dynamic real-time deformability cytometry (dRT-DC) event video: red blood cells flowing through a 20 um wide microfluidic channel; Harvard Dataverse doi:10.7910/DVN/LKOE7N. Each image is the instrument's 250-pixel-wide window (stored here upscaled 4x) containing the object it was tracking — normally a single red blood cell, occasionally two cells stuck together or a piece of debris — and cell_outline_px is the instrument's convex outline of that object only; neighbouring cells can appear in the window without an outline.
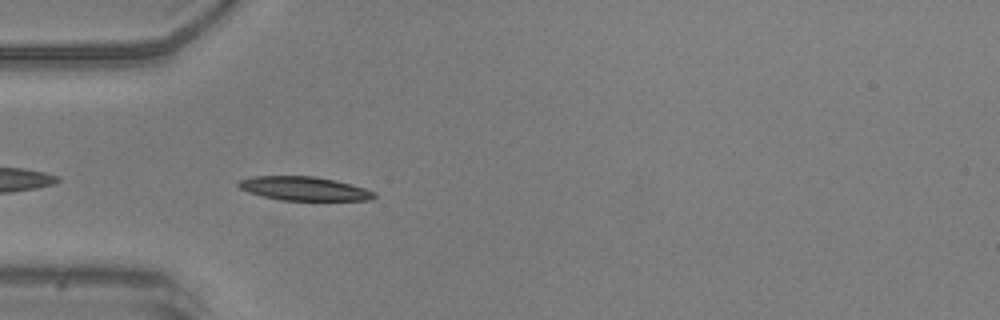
{"species": "common noctule bat (a hibernating species)", "species_latin": "Nyctalus noctula", "temperature_condition": "warm", "stored_images_in_passage": 35, "camera_frame_rate_fps": 3000, "um_per_image_px": 0.085, "animal": {"sex": "male", "body_mass_g": 20.5, "forearm_length_mm": 52.5}, "frame": {"image": 1, "passage_image": 3, "time_ms": 0.667, "image_size_px": [1000, 320], "cell_outline_px": [[376, 196], [372, 200], [280, 200], [248, 192], [240, 188], [236, 184], [240, 180], [252, 176], [312, 176], [336, 180], [364, 188], [376, 192]], "centroid_in_image_um": [25.85, 16.03], "position_along_channel_um": 59.1, "area_um2": 18.79}}
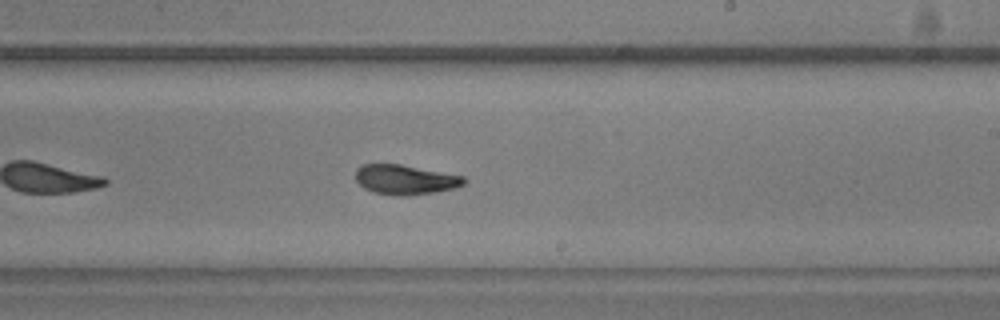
{"frame": {"image": 2, "passage_image": 18, "time_ms": 5.667, "image_size_px": [1000, 320], "cell_outline_px": [[468, 180], [464, 184], [452, 188], [432, 192], [400, 196], [376, 192], [364, 188], [356, 180], [356, 168], [364, 164], [400, 164], [464, 176]], "centroid_in_image_um": [34.44, 15.25], "position_along_channel_um": 254.6, "area_um2": 18.44}}
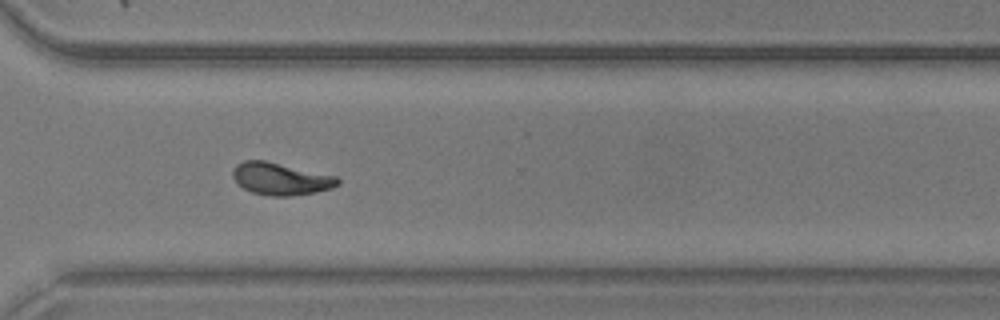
{"frame": {"image": 3, "passage_image": 25, "time_ms": 8.0, "image_size_px": [1000, 320], "cell_outline_px": [[340, 184], [332, 188], [316, 192], [292, 196], [272, 196], [252, 192], [236, 184], [232, 176], [232, 172], [236, 164], [244, 160], [264, 160], [336, 176], [340, 180]], "centroid_in_image_um": [23.84, 15.2], "position_along_channel_um": 346.8, "area_um2": 19.77}, "authors_computed_cell_mechanics": {"area_um2": 18.785, "velocity_mm_per_s": 3.9599, "shape_relaxation_time_tau1_ms": 4.2009, "shape_relaxation_time_tau2_ms": 1.8378, "deformation_change_tau1": 0.1716, "deformation_change_tau2": 0.0769}}